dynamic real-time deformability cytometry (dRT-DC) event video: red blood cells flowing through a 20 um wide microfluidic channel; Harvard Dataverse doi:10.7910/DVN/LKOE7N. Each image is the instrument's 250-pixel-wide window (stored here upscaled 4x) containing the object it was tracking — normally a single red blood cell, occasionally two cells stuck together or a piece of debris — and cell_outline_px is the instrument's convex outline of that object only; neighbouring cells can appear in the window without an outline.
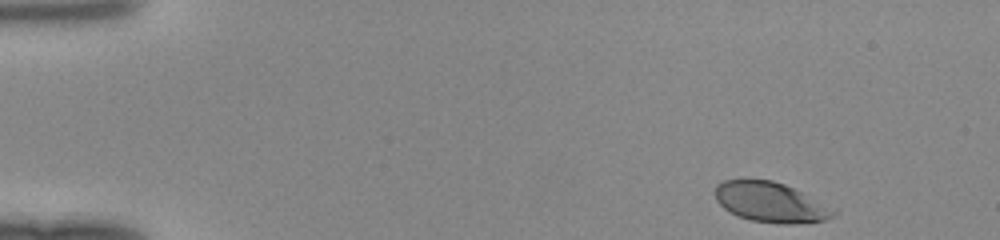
{"species": "human", "species_latin": "Homo sapiens", "temperature_condition": "room temperature", "stored_images_in_passage": 43, "camera_frame_rate_fps": 3000, "um_per_image_px": 0.085, "donor": {"sex": "female"}, "frame": {"image": 1, "passage_image": 1, "time_ms": 0.0, "image_size_px": [1000, 240], "cell_outline_px": [[840, 212], [824, 220], [792, 224], [780, 224], [752, 220], [740, 216], [724, 208], [716, 200], [716, 184], [724, 180], [772, 180], [784, 184], [840, 208]], "centroid_in_image_um": [65.61, 17.19], "position_along_channel_um": 19.4, "area_um2": 27.8}}
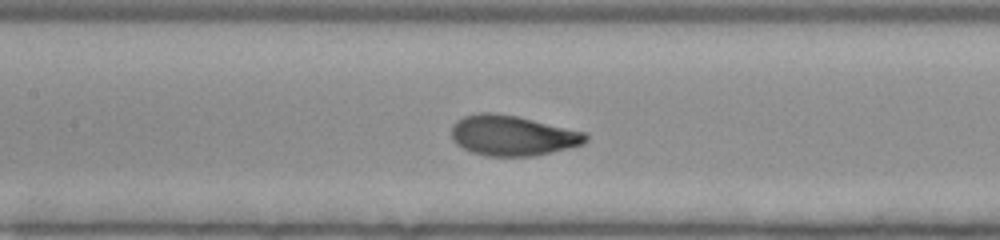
{"frame": {"image": 2, "passage_image": 19, "time_ms": 6.0, "image_size_px": [1000, 240], "cell_outline_px": [[588, 140], [584, 144], [532, 156], [488, 156], [472, 152], [456, 144], [452, 140], [452, 124], [456, 120], [464, 116], [480, 112], [492, 112], [516, 116], [584, 132], [588, 136]], "centroid_in_image_um": [43.52, 11.51], "position_along_channel_um": 163.9, "area_um2": 31.27}}
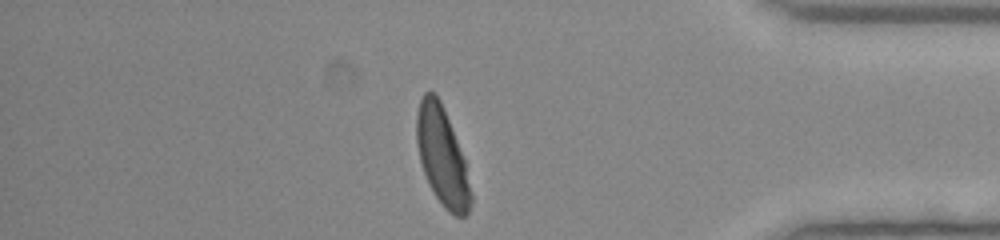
{"frame": {"image": 3, "passage_image": 37, "time_ms": 12.0, "image_size_px": [1000, 240], "cell_outline_px": [[472, 204], [468, 212], [464, 216], [456, 216], [448, 212], [444, 208], [428, 184], [420, 160], [416, 140], [416, 112], [420, 100], [424, 92], [432, 92], [440, 100], [464, 160], [472, 192]], "centroid_in_image_um": [37.57, 13.33], "position_along_channel_um": 397.6, "area_um2": 30.63}}